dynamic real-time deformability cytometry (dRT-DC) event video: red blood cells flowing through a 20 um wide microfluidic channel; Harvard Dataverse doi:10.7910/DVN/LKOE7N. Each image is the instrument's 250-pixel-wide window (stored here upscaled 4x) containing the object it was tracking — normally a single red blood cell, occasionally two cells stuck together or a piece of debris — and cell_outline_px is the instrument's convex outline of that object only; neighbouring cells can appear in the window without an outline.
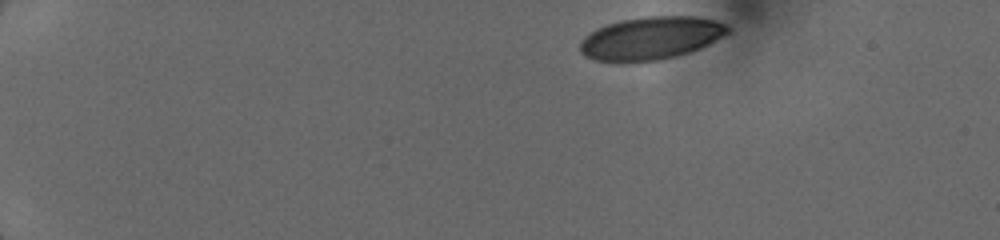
{"species": "human", "species_latin": "Homo sapiens", "temperature_condition": "cold", "stored_images_in_passage": 5, "camera_frame_rate_fps": 3000, "um_per_image_px": 0.085, "donor": {"sex": "female"}, "frame": {"image": 1, "passage_image": 1, "time_ms": 0.0, "image_size_px": [1000, 240], "cell_outline_px": [[732, 32], [700, 48], [676, 56], [660, 60], [620, 64], [616, 64], [592, 60], [584, 56], [580, 52], [580, 40], [584, 36], [596, 28], [620, 20], [644, 16], [696, 16], [716, 20], [728, 24], [732, 28]], "centroid_in_image_um": [55.3, 3.26], "position_along_channel_um": 29.7, "area_um2": 37.97}}
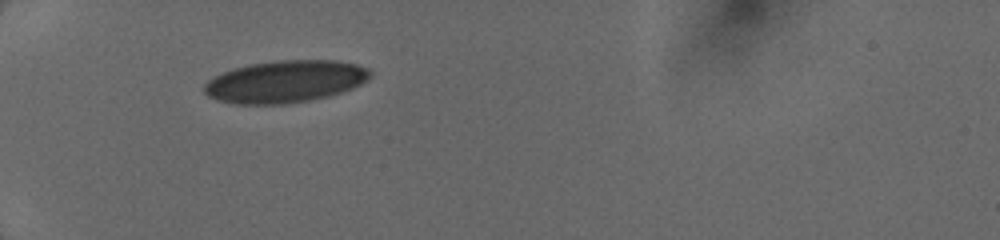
{"frame": {"image": 2, "passage_image": 4, "time_ms": 3.0, "image_size_px": [1000, 240], "cell_outline_px": [[372, 76], [368, 80], [352, 88], [328, 96], [288, 104], [232, 104], [216, 100], [208, 96], [204, 92], [204, 84], [208, 80], [232, 68], [248, 64], [276, 60], [336, 60], [356, 64], [368, 68], [372, 72]], "centroid_in_image_um": [24.24, 6.93], "position_along_channel_um": 60.8, "area_um2": 40.98}}
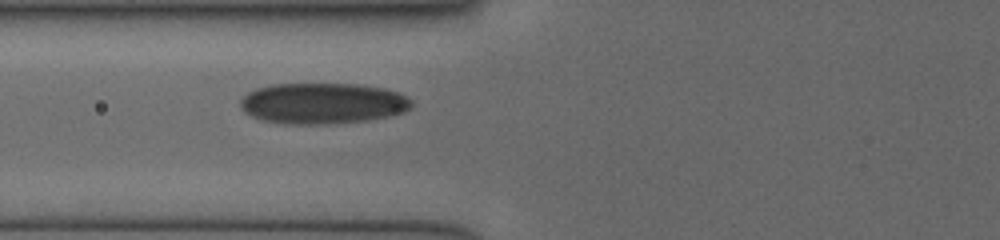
{"frame": {"image": 3, "passage_image": 5, "time_ms": 4.333, "image_size_px": [1000, 240], "cell_outline_px": [[412, 108], [404, 112], [388, 116], [364, 120], [316, 124], [292, 124], [260, 120], [244, 112], [240, 108], [240, 100], [248, 92], [256, 88], [272, 84], [356, 84], [384, 88], [396, 92], [412, 100]], "centroid_in_image_um": [27.39, 8.77], "position_along_channel_um": 98.4, "area_um2": 40.63}}